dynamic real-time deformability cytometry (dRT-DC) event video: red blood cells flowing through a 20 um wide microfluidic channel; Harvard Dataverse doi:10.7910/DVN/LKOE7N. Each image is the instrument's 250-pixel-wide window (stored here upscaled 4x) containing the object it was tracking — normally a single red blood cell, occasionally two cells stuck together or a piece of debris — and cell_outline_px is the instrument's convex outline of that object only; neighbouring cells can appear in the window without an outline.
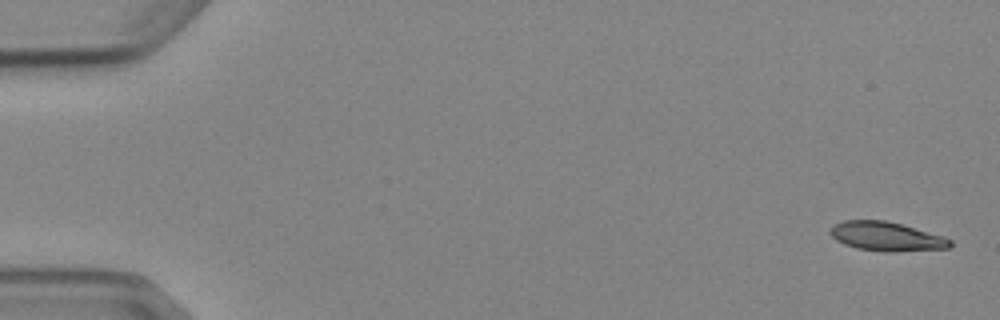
{"species": "Egyptian fruit bat (a non-hibernating species)", "species_latin": "Rousettus aegyptiacus", "temperature_condition": "cold", "stored_images_in_passage": 5, "camera_frame_rate_fps": 3000, "um_per_image_px": 0.085, "animal": {"sex": "female"}, "frame": {"image": 1, "passage_image": 1, "time_ms": 0.0, "image_size_px": [1000, 320], "cell_outline_px": [[952, 248], [896, 252], [884, 252], [856, 248], [844, 244], [836, 240], [828, 232], [836, 224], [844, 220], [884, 220], [900, 224], [944, 236], [952, 240]], "centroid_in_image_um": [75.38, 20.11], "position_along_channel_um": 9.6, "area_um2": 20.4}}